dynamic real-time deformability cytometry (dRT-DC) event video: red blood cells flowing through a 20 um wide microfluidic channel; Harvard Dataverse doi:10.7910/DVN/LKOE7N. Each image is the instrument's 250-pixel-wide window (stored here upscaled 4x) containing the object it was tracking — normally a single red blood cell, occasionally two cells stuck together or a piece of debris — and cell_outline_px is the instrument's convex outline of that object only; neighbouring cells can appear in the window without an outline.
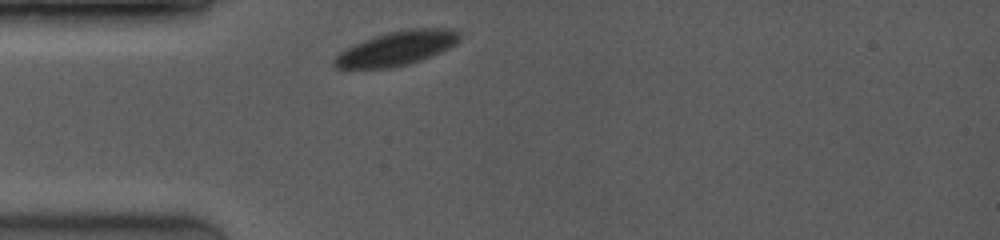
{"species": "common noctule bat (a hibernating species)", "species_latin": "Nyctalus noctula", "temperature_condition": "room temperature", "stored_images_in_passage": 36, "camera_frame_rate_fps": 3500, "um_per_image_px": 0.085, "animal": {"sex": "female", "body_mass_g": 19.0, "forearm_length_mm": 53.3}, "frame": {"image": 1, "passage_image": 1, "time_ms": 0.0, "image_size_px": [1000, 240], "cell_outline_px": [[460, 40], [456, 44], [432, 56], [408, 64], [388, 68], [336, 68], [332, 64], [332, 60], [344, 48], [352, 44], [372, 36], [388, 32], [408, 28], [452, 28], [460, 32]], "centroid_in_image_um": [33.7, 4.09], "position_along_channel_um": 51.3, "area_um2": 25.26}}
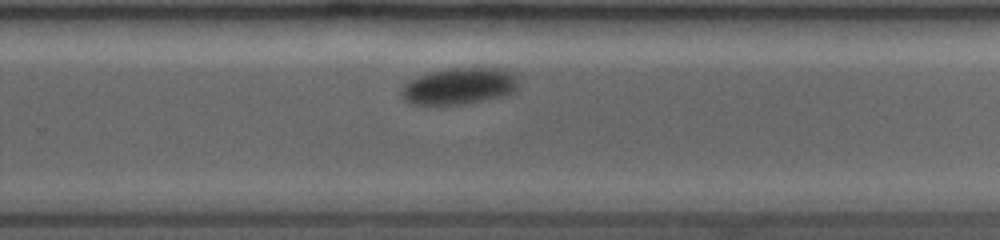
{"frame": {"image": 2, "passage_image": 23, "time_ms": 6.571, "image_size_px": [1000, 240], "cell_outline_px": [[516, 88], [512, 92], [500, 96], [464, 104], [408, 104], [404, 100], [400, 92], [400, 88], [408, 80], [416, 76], [448, 68], [496, 68], [512, 72], [516, 76]], "centroid_in_image_um": [38.95, 7.32], "position_along_channel_um": 290.9, "area_um2": 24.74}}
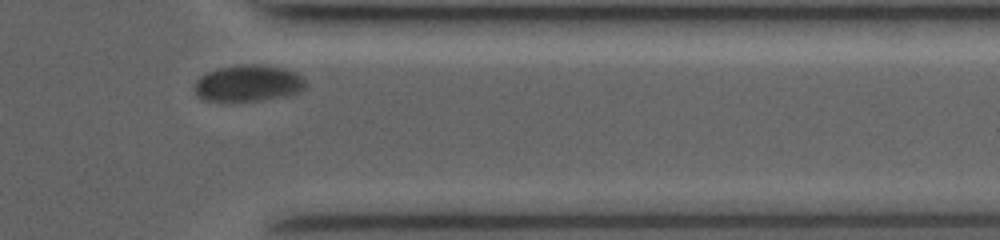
{"frame": {"image": 3, "passage_image": 33, "time_ms": 9.143, "image_size_px": [1000, 240], "cell_outline_px": [[308, 84], [300, 92], [292, 96], [264, 100], [204, 100], [196, 96], [192, 88], [196, 80], [200, 76], [208, 72], [220, 68], [252, 64], [256, 64], [284, 68], [296, 72]], "centroid_in_image_um": [21.12, 7.09], "position_along_channel_um": 390.3, "area_um2": 23.7}}